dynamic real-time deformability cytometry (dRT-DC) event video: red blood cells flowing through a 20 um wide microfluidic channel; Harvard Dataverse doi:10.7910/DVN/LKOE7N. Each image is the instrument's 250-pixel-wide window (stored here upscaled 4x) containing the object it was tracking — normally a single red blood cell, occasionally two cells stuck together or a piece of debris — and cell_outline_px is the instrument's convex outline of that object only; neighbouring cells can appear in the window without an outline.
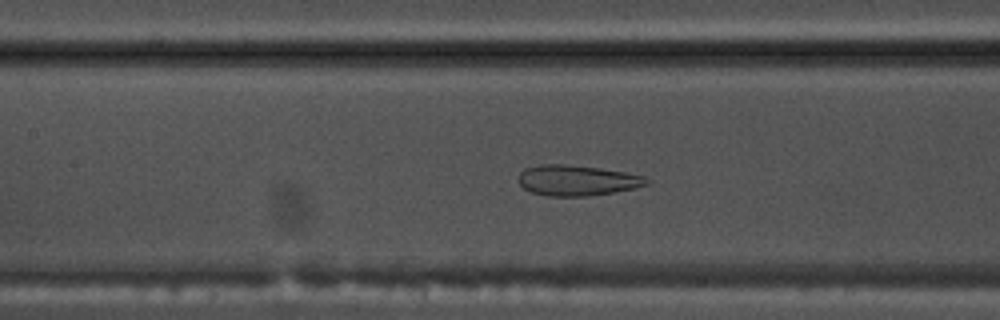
{"species": "common noctule bat (a hibernating species)", "species_latin": "Nyctalus noctula", "temperature_condition": "warm", "stored_images_in_passage": 54, "camera_frame_rate_fps": 3000, "um_per_image_px": 0.085, "animal": {"sex": "male", "body_mass_g": 17.5, "forearm_length_mm": 52.3}, "frame": {"image": 1, "passage_image": 25, "time_ms": 8.0, "image_size_px": [1000, 320], "cell_outline_px": [[648, 184], [632, 188], [612, 192], [588, 196], [548, 196], [532, 192], [524, 188], [516, 180], [520, 172], [524, 168], [540, 164], [564, 164], [600, 168], [624, 172], [644, 176], [648, 180]], "centroid_in_image_um": [48.98, 15.32], "position_along_channel_um": 158.4, "area_um2": 22.72}}
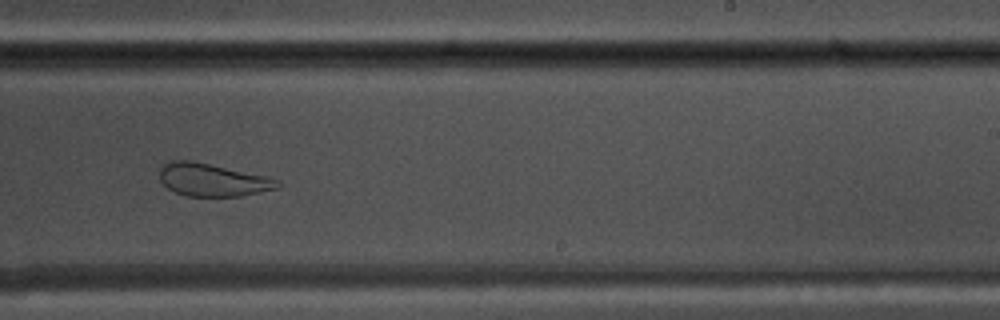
{"frame": {"image": 2, "passage_image": 34, "time_ms": 11.0, "image_size_px": [1000, 320], "cell_outline_px": [[280, 188], [240, 196], [188, 196], [172, 192], [160, 180], [160, 168], [164, 164], [172, 160], [192, 160], [268, 176], [280, 180]], "centroid_in_image_um": [18.09, 15.29], "position_along_channel_um": 270.9, "area_um2": 22.72}}
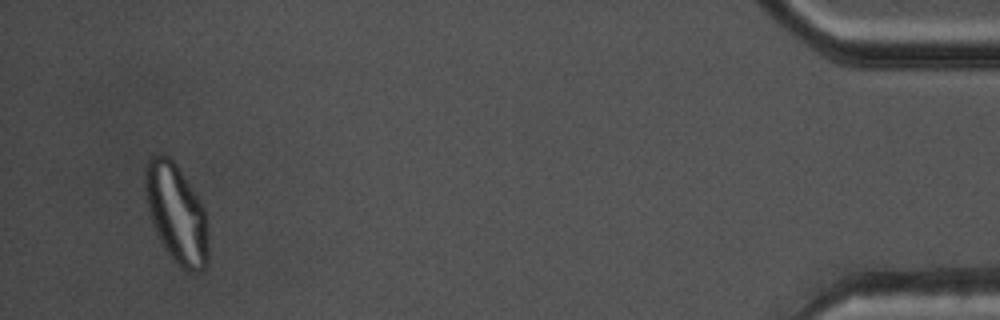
{"frame": {"image": 3, "passage_image": 52, "time_ms": 17.0, "image_size_px": [1000, 320], "cell_outline_px": [[208, 264], [200, 272], [188, 272], [180, 268], [172, 260], [160, 240], [156, 232], [148, 208], [144, 188], [144, 172], [148, 160], [156, 152], [164, 152], [176, 164], [200, 200], [204, 208], [208, 244]], "centroid_in_image_um": [14.99, 18.15], "position_along_channel_um": 420.2, "area_um2": 36.59}}